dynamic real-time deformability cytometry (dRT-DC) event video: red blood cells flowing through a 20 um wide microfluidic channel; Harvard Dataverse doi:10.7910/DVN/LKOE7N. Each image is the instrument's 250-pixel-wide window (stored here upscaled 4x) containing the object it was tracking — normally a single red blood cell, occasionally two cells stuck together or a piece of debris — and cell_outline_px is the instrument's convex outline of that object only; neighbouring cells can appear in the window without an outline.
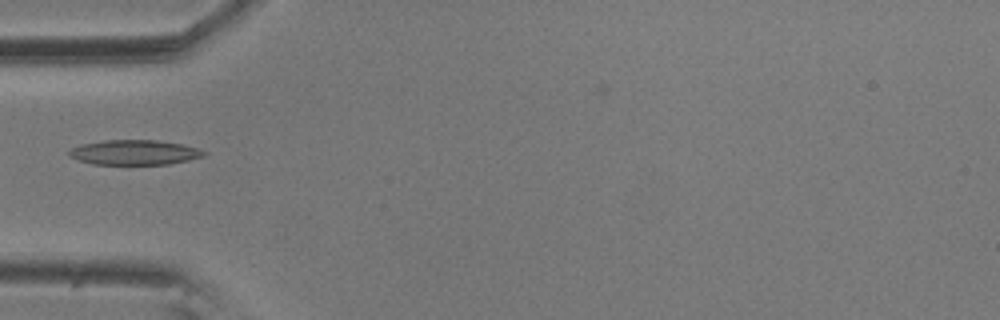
{"species": "common noctule bat (a hibernating species)", "species_latin": "Nyctalus noctula", "temperature_condition": "room temperature", "stored_images_in_passage": 1, "camera_frame_rate_fps": 3000, "um_per_image_px": 0.085, "animal": {"sex": "male", "body_mass_g": 20.5, "forearm_length_mm": 52.5}, "frame": {"image": 1, "passage_image": 1, "time_ms": 0.0, "image_size_px": [1000, 320], "cell_outline_px": [[208, 152], [204, 156], [188, 160], [168, 164], [92, 164], [68, 156], [68, 152], [72, 148], [80, 144], [104, 140], [156, 140], [184, 144]], "centroid_in_image_um": [11.43, 12.95], "position_along_channel_um": 73.6, "area_um2": 19.54}}